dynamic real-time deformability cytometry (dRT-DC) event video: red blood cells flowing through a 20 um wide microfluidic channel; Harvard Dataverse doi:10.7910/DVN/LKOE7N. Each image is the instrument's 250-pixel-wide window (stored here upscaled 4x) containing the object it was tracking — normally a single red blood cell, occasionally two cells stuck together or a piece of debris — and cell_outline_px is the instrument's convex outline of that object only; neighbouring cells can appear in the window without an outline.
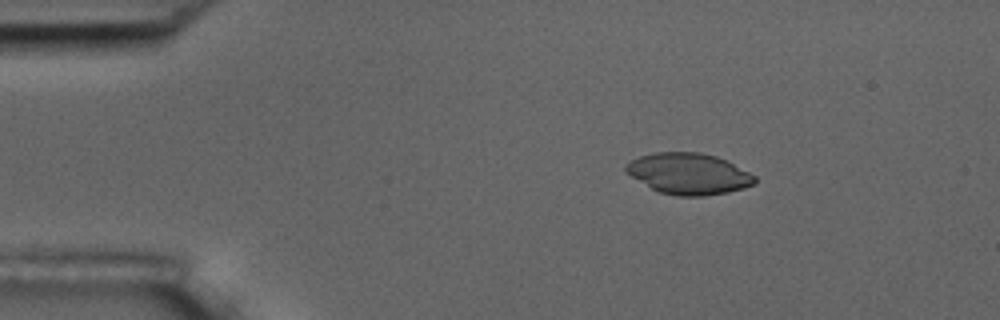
{"species": "common noctule bat (a hibernating species)", "species_latin": "Nyctalus noctula", "temperature_condition": "room temperature", "stored_images_in_passage": 3, "camera_frame_rate_fps": 3000, "um_per_image_px": 0.085, "animal": {"sex": "male", "body_mass_g": 17.5, "forearm_length_mm": 52.3}, "frame": {"image": 1, "passage_image": 1, "time_ms": 0.0, "image_size_px": [1000, 320], "cell_outline_px": [[756, 184], [744, 188], [728, 192], [704, 196], [676, 196], [660, 192], [652, 188], [624, 172], [624, 164], [640, 156], [656, 152], [700, 152], [716, 156], [756, 176]], "centroid_in_image_um": [58.52, 14.77], "position_along_channel_um": 26.5, "area_um2": 30.81}}